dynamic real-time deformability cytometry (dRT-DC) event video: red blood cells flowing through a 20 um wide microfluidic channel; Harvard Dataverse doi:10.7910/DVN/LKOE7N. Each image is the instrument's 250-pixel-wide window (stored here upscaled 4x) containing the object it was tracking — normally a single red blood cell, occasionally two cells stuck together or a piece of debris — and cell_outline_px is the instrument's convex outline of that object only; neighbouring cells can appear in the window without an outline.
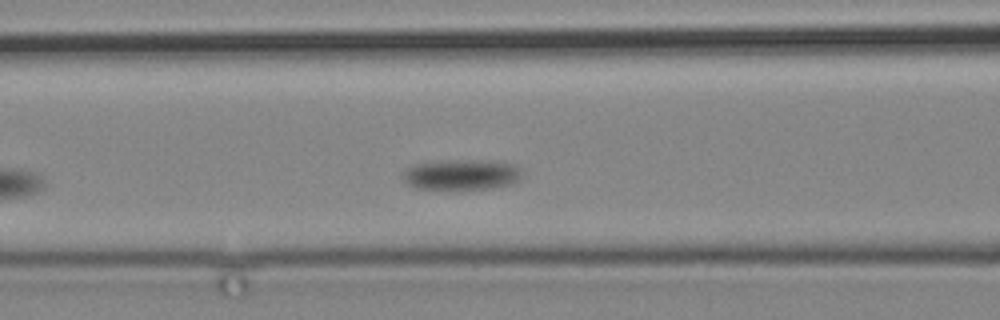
{"species": "common noctule bat (a hibernating species)", "species_latin": "Nyctalus noctula", "temperature_condition": "cold", "stored_images_in_passage": 3, "camera_frame_rate_fps": 3000, "um_per_image_px": 0.085, "animal": {"sex": "male", "body_mass_g": 19.2, "forearm_length_mm": 51.8}, "frame": {"image": 1, "passage_image": 3, "time_ms": 3.0, "image_size_px": [1000, 320], "cell_outline_px": [[524, 172], [520, 180], [512, 184], [492, 188], [460, 192], [416, 188], [408, 184], [404, 180], [404, 172], [408, 168], [420, 164], [456, 160], [516, 164]], "centroid_in_image_um": [39.29, 14.92], "position_along_channel_um": 127.3, "area_um2": 21.44}}